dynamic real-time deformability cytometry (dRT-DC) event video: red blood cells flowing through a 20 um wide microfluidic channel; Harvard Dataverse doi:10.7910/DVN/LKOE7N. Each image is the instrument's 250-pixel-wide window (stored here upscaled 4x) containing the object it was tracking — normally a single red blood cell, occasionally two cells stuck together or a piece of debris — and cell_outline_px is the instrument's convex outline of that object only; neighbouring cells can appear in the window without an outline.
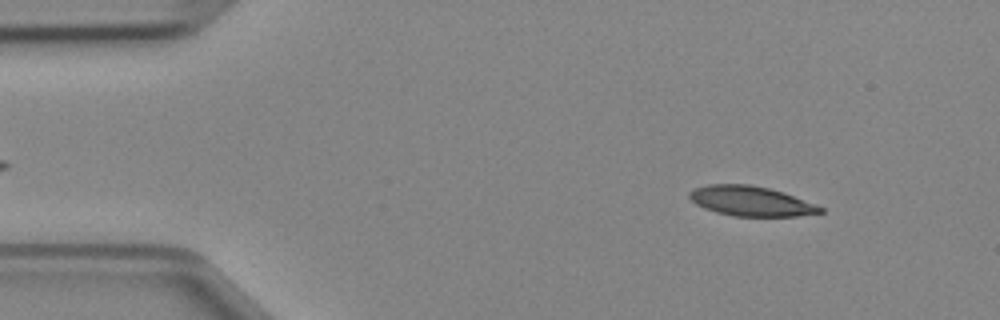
{"species": "Egyptian fruit bat (a non-hibernating species)", "species_latin": "Rousettus aegyptiacus", "temperature_condition": "cold", "stored_images_in_passage": 14, "camera_frame_rate_fps": 3000, "um_per_image_px": 0.085, "animal": {"sex": "female"}, "frame": {"image": 1, "passage_image": 5, "time_ms": 1.333, "image_size_px": [1000, 320], "cell_outline_px": [[824, 212], [796, 216], [732, 216], [716, 212], [704, 208], [696, 204], [688, 196], [688, 192], [692, 188], [708, 184], [748, 184], [768, 188], [784, 192], [816, 204], [824, 208]], "centroid_in_image_um": [63.81, 17.09], "position_along_channel_um": 21.2, "area_um2": 22.89}}